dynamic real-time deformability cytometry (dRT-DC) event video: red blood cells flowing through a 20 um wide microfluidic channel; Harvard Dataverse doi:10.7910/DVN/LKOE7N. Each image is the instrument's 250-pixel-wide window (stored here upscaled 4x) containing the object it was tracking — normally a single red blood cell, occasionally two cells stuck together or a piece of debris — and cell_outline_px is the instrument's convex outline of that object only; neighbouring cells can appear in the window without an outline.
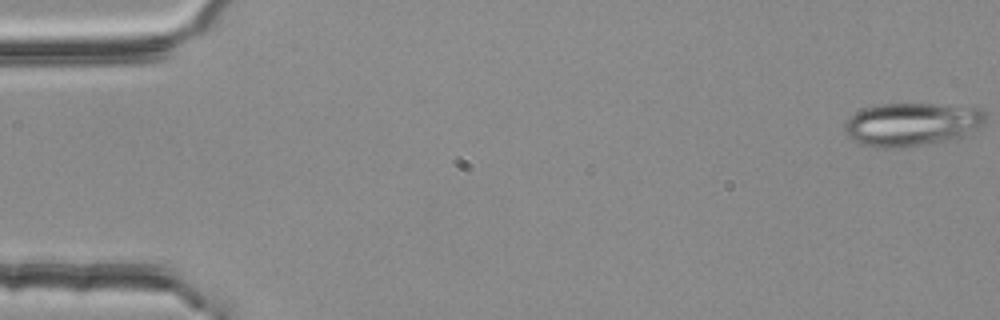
{"species": "common noctule bat (a hibernating species)", "species_latin": "Nyctalus noctula", "temperature_condition": "room temperature", "stored_images_in_passage": 54, "camera_frame_rate_fps": 3000, "um_per_image_px": 0.085, "animal": {"sex": "female", "body_mass_g": 25.1}, "frame": {"image": 1, "passage_image": 1, "time_ms": 0.0, "image_size_px": [1000, 320], "cell_outline_px": [[984, 124], [964, 136], [956, 140], [904, 148], [876, 148], [860, 144], [852, 140], [848, 136], [844, 128], [844, 124], [856, 112], [864, 108], [876, 104], [936, 104], [980, 108], [984, 112]], "centroid_in_image_um": [77.5, 10.59], "position_along_channel_um": 7.5, "area_um2": 35.95}}
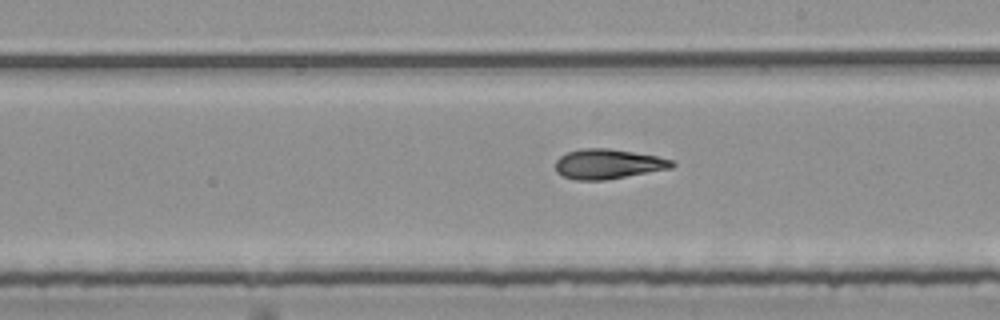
{"frame": {"image": 2, "passage_image": 31, "time_ms": 10.0, "image_size_px": [1000, 320], "cell_outline_px": [[676, 164], [672, 168], [608, 180], [576, 180], [564, 176], [556, 172], [556, 160], [560, 156], [568, 152], [580, 148], [608, 148], [656, 156], [672, 160]], "centroid_in_image_um": [51.68, 13.94], "position_along_channel_um": 237.3, "area_um2": 20.29}}
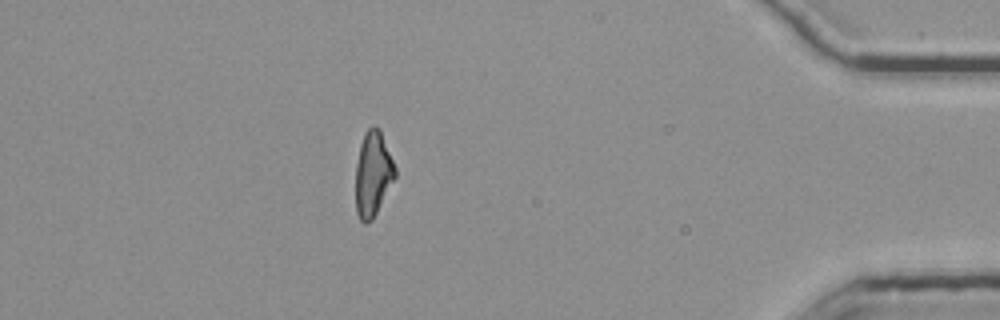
{"frame": {"image": 3, "passage_image": 48, "time_ms": 15.667, "image_size_px": [1000, 320], "cell_outline_px": [[396, 176], [372, 220], [364, 224], [360, 220], [356, 212], [356, 164], [360, 144], [364, 132], [372, 124], [376, 124], [380, 128], [396, 168]], "centroid_in_image_um": [31.69, 14.73], "position_along_channel_um": 403.5, "area_um2": 19.65}, "authors_computed_cell_mechanics": {"area_um2": 20.3745, "velocity_mm_per_s": 3.7969, "shape_relaxation_time_tau1_ms": 11.3946, "shape_relaxation_time_tau2_ms": 3.9454, "deformation_change_tau1": 0.2712, "deformation_change_tau2": 0.1386}}